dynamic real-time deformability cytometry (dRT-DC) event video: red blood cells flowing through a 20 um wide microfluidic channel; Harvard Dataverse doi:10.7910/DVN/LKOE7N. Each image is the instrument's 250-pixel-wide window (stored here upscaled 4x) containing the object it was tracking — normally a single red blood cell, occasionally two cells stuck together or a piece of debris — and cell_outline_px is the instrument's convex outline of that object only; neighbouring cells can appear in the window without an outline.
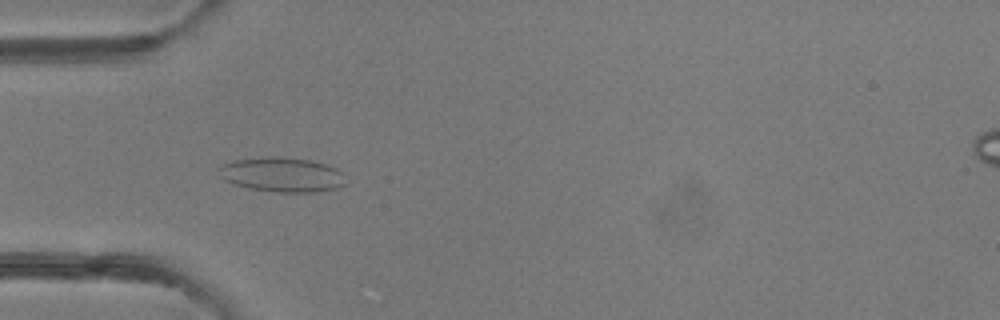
{"species": "common noctule bat (a hibernating species)", "species_latin": "Nyctalus noctula", "temperature_condition": "room temperature", "stored_images_in_passage": 50, "camera_frame_rate_fps": 3000, "um_per_image_px": 0.085, "animal": {"sex": "female"}, "frame": {"image": 1, "passage_image": 16, "time_ms": 5.0, "image_size_px": [1000, 320], "cell_outline_px": [[344, 184], [336, 188], [316, 192], [280, 192], [252, 188], [236, 184], [224, 180], [220, 176], [216, 168], [232, 160], [268, 156], [280, 156], [312, 160], [336, 168], [340, 172]], "centroid_in_image_um": [23.92, 14.82], "position_along_channel_um": 61.1, "area_um2": 25.37}}
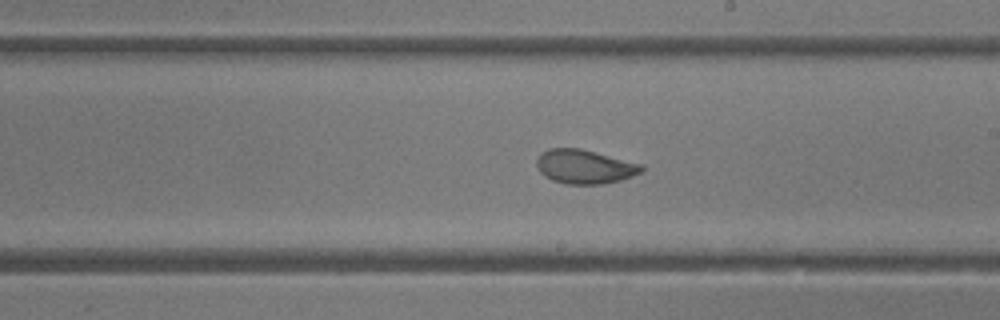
{"frame": {"image": 2, "passage_image": 29, "time_ms": 9.333, "image_size_px": [1000, 320], "cell_outline_px": [[644, 172], [620, 180], [600, 184], [568, 184], [552, 180], [544, 176], [540, 172], [536, 164], [536, 160], [540, 152], [548, 148], [580, 148], [644, 164]], "centroid_in_image_um": [49.7, 14.15], "position_along_channel_um": 239.3, "area_um2": 21.04}}
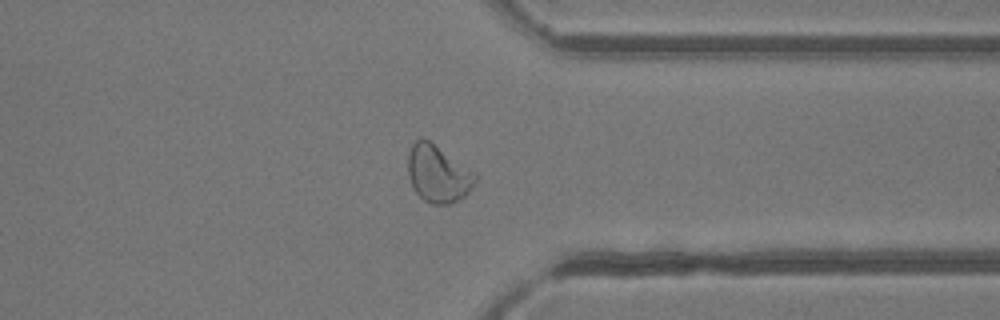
{"frame": {"image": 3, "passage_image": 39, "time_ms": 12.667, "image_size_px": [1000, 320], "cell_outline_px": [[480, 176], [468, 192], [464, 196], [448, 204], [432, 204], [424, 200], [416, 192], [408, 176], [408, 152], [412, 144], [416, 140], [428, 140], [476, 172]], "centroid_in_image_um": [37.25, 14.78], "position_along_channel_um": 374.1, "area_um2": 22.25}, "authors_computed_cell_mechanics": {"area_um2": 23.6402, "velocity_mm_per_s": 4.1478, "shape_relaxation_time_tau1_ms": null, "shape_relaxation_time_tau2_ms": 0.9294, "deformation_change_tau1": null, "deformation_change_tau2": 0.0504}}